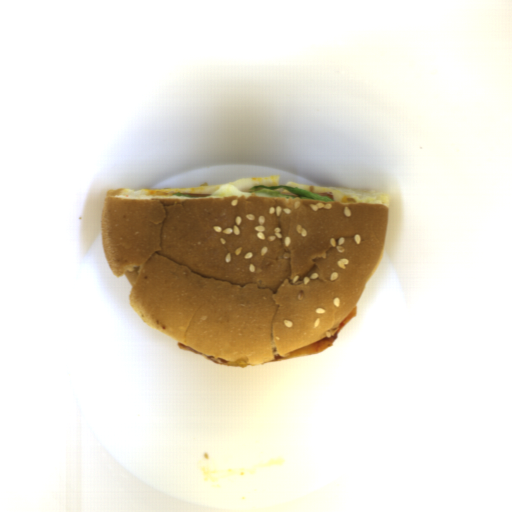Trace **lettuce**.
I'll list each match as a JSON object with an SVG mask.
<instances>
[{"label":"lettuce","mask_w":512,"mask_h":512,"mask_svg":"<svg viewBox=\"0 0 512 512\" xmlns=\"http://www.w3.org/2000/svg\"><path fill=\"white\" fill-rule=\"evenodd\" d=\"M173 195H174V196H178V197H192V196H190V195H187V194H185V193H181V192H180V193H175V194H173ZM192 198H195V197H192Z\"/></svg>","instance_id":"obj_2"},{"label":"lettuce","mask_w":512,"mask_h":512,"mask_svg":"<svg viewBox=\"0 0 512 512\" xmlns=\"http://www.w3.org/2000/svg\"><path fill=\"white\" fill-rule=\"evenodd\" d=\"M276 189H286L288 192L295 195L298 199L305 200H316V201H334L332 198L328 196H319L311 191L305 190L303 188H299L292 185H276V186H262V185H253L249 190L250 194H257L259 196L266 197H282V198H294L292 195L282 194Z\"/></svg>","instance_id":"obj_1"}]
</instances>
